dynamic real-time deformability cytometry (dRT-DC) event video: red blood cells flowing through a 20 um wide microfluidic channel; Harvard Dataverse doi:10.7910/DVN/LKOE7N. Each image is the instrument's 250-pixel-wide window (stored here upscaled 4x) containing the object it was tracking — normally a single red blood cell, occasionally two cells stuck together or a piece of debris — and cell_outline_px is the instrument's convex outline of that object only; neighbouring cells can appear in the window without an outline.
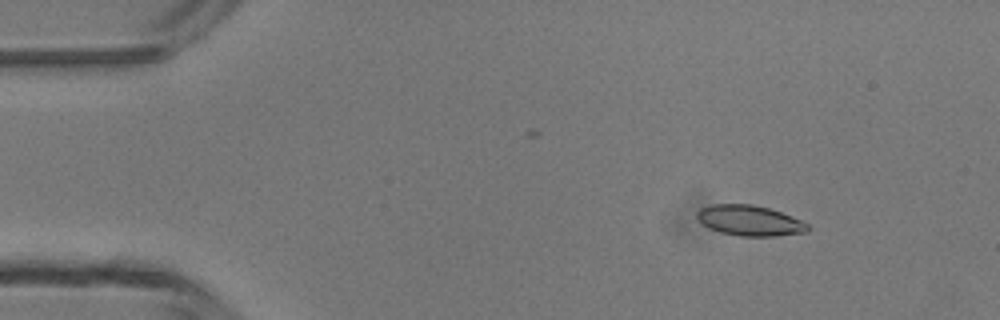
{"species": "common noctule bat (a hibernating species)", "species_latin": "Nyctalus noctula", "temperature_condition": "room temperature", "stored_images_in_passage": 4, "camera_frame_rate_fps": 3000, "um_per_image_px": 0.085, "animal": {"sex": "male", "body_mass_g": 13.3}, "frame": {"image": 1, "passage_image": 2, "time_ms": 1.333, "image_size_px": [1000, 320], "cell_outline_px": [[812, 228], [808, 232], [776, 236], [740, 236], [720, 232], [708, 228], [696, 216], [696, 212], [700, 208], [712, 204], [752, 204], [768, 208], [780, 212], [800, 220], [808, 224]], "centroid_in_image_um": [63.73, 18.75], "position_along_channel_um": 21.3, "area_um2": 19.65}}